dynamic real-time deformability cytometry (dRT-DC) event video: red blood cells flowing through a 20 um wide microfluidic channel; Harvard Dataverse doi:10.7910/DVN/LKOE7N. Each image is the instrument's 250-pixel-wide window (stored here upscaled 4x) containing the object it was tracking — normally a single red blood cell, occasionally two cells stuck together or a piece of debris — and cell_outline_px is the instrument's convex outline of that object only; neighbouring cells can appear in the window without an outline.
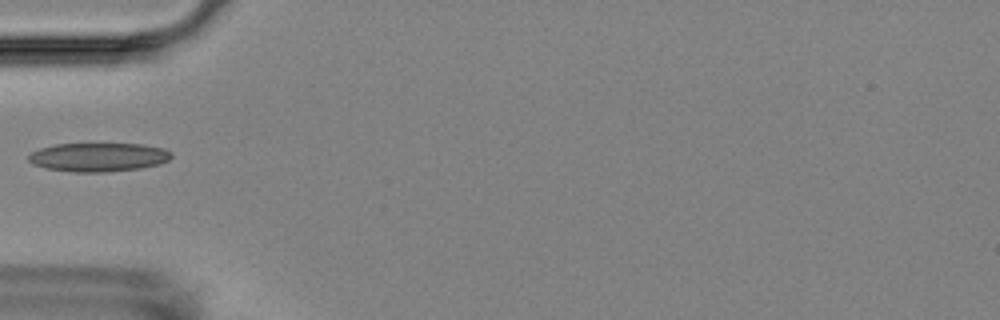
{"species": "Egyptian fruit bat (a non-hibernating species)", "species_latin": "Rousettus aegyptiacus", "temperature_condition": "room temperature", "stored_images_in_passage": 2, "camera_frame_rate_fps": 3000, "um_per_image_px": 0.085, "animal": {"sex": "female"}, "frame": {"image": 1, "passage_image": 2, "time_ms": 1.0, "image_size_px": [1000, 320], "cell_outline_px": [[172, 156], [168, 160], [160, 164], [140, 168], [108, 172], [76, 172], [44, 168], [32, 164], [28, 160], [28, 156], [32, 152], [40, 148], [56, 144], [140, 144], [164, 148], [172, 152]], "centroid_in_image_um": [8.37, 13.36], "position_along_channel_um": 76.6, "area_um2": 23.99}}